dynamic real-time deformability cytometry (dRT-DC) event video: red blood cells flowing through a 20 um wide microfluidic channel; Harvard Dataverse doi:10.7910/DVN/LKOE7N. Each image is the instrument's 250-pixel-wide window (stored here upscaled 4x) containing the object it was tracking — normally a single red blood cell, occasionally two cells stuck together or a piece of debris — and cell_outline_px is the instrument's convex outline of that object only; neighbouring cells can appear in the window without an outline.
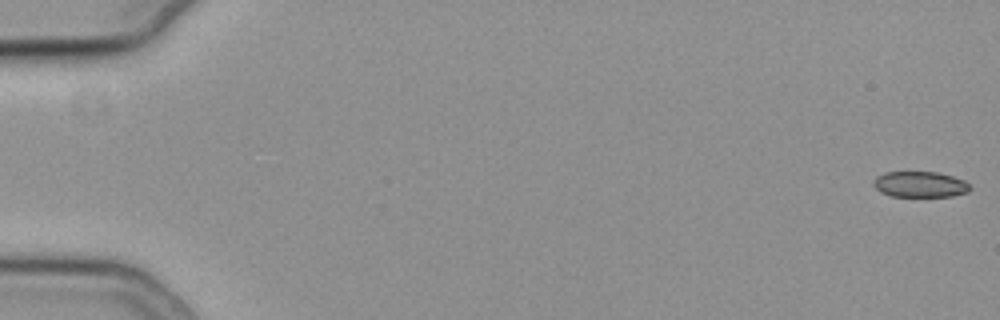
{"species": "common noctule bat (a hibernating species)", "species_latin": "Nyctalus noctula", "temperature_condition": "cold", "stored_images_in_passage": 56, "camera_frame_rate_fps": 3000, "um_per_image_px": 0.085, "animal": {"sex": "female", "body_mass_g": 19.3, "forearm_length_mm": 54.1}, "frame": {"image": 1, "passage_image": 1, "time_ms": 0.0, "image_size_px": [1000, 320], "cell_outline_px": [[972, 188], [968, 192], [952, 196], [892, 196], [880, 192], [872, 184], [876, 176], [884, 172], [936, 172], [952, 176], [964, 180]], "centroid_in_image_um": [78.19, 15.67], "position_along_channel_um": 6.8, "area_um2": 14.51}}
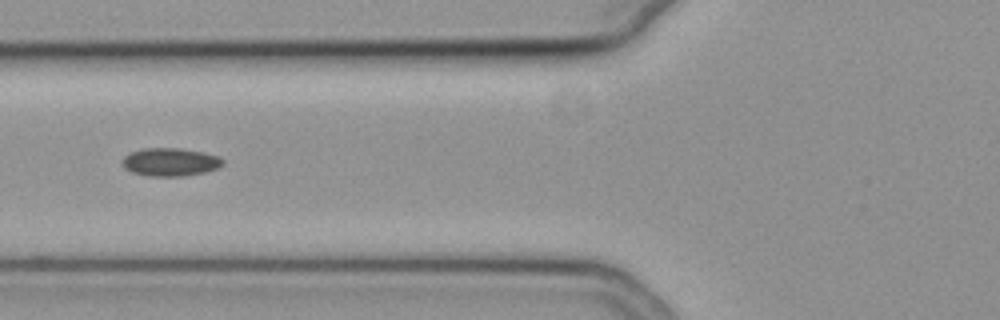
{"frame": {"image": 2, "passage_image": 23, "time_ms": 7.333, "image_size_px": [1000, 320], "cell_outline_px": [[224, 164], [216, 168], [204, 172], [184, 176], [148, 176], [132, 172], [124, 168], [120, 164], [124, 156], [132, 152], [144, 148], [180, 148], [220, 156], [224, 160]], "centroid_in_image_um": [14.45, 13.77], "position_along_channel_um": 111.3, "area_um2": 16.47}}
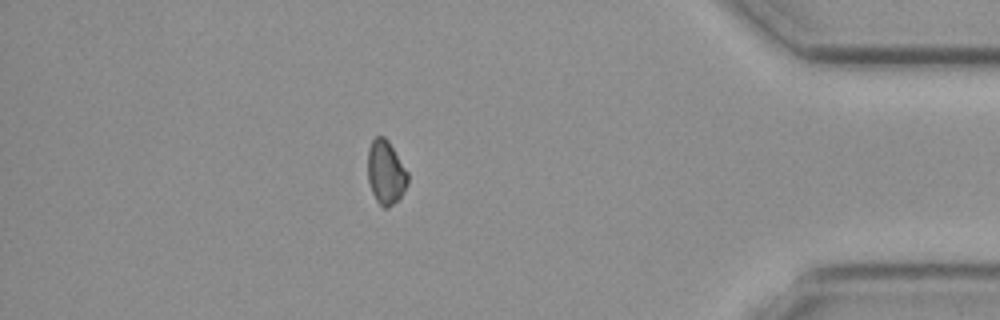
{"frame": {"image": 3, "passage_image": 49, "time_ms": 16.0, "image_size_px": [1000, 320], "cell_outline_px": [[408, 184], [400, 196], [388, 208], [384, 208], [376, 200], [372, 192], [368, 180], [368, 148], [372, 140], [376, 136], [384, 136], [388, 140], [408, 172]], "centroid_in_image_um": [32.78, 14.63], "position_along_channel_um": 402.4, "area_um2": 14.8}}